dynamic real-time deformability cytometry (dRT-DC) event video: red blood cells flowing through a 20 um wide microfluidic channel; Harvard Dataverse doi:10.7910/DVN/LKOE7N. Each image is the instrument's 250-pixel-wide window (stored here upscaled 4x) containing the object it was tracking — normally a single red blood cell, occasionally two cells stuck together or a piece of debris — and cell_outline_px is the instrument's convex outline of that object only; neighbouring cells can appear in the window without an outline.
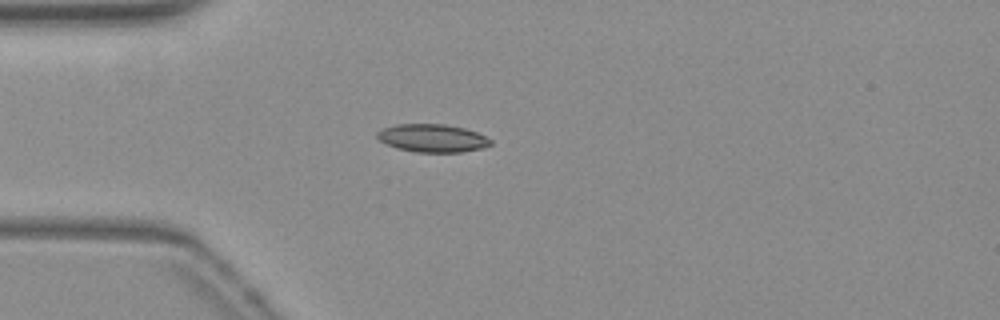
{"species": "common noctule bat (a hibernating species)", "species_latin": "Nyctalus noctula", "temperature_condition": "warm", "stored_images_in_passage": 48, "camera_frame_rate_fps": 3000, "um_per_image_px": 0.085, "animal": {"sex": "female", "body_mass_g": 19.3, "forearm_length_mm": 54.1}, "frame": {"image": 1, "passage_image": 9, "time_ms": 2.667, "image_size_px": [1000, 320], "cell_outline_px": [[492, 144], [484, 148], [460, 152], [416, 152], [396, 148], [380, 140], [376, 136], [376, 132], [384, 128], [396, 124], [444, 124], [464, 128], [476, 132], [492, 140]], "centroid_in_image_um": [36.76, 11.74], "position_along_channel_um": 48.2, "area_um2": 18.44}}
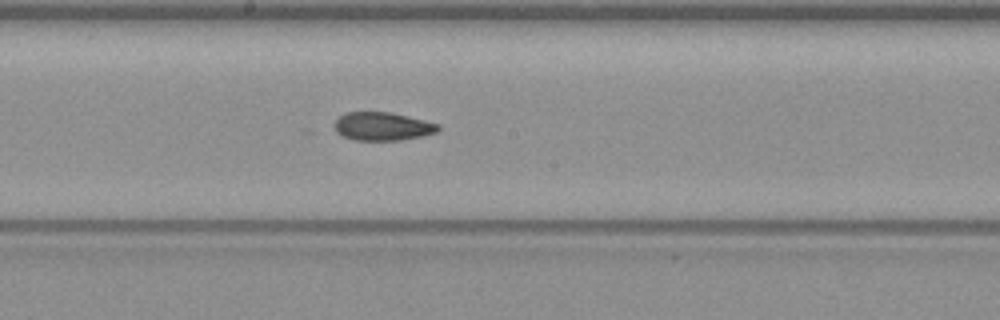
{"frame": {"image": 2, "passage_image": 23, "time_ms": 7.333, "image_size_px": [1000, 320], "cell_outline_px": [[440, 128], [436, 132], [420, 136], [400, 140], [352, 140], [336, 132], [336, 120], [344, 112], [388, 112], [424, 120], [440, 124]], "centroid_in_image_um": [32.51, 10.74], "position_along_channel_um": 215.7, "area_um2": 16.88}}
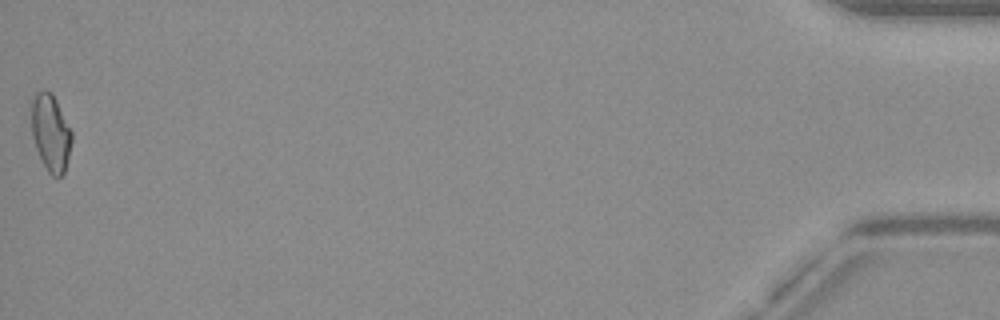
{"frame": {"image": 3, "passage_image": 48, "time_ms": 15.667, "image_size_px": [1000, 320], "cell_outline_px": [[72, 140], [64, 172], [60, 176], [52, 176], [48, 172], [40, 160], [32, 136], [32, 100], [36, 92], [44, 88], [52, 92], [72, 132]], "centroid_in_image_um": [4.3, 11.26], "position_along_channel_um": 430.9, "area_um2": 18.03}, "authors_computed_cell_mechanics": {"area_um2": 17.3978, "velocity_mm_per_s": 3.8451, "shape_relaxation_time_tau1_ms": 5.9207, "shape_relaxation_time_tau2_ms": 2.4559, "deformation_change_tau1": 0.1758, "deformation_change_tau2": 0.0935}}